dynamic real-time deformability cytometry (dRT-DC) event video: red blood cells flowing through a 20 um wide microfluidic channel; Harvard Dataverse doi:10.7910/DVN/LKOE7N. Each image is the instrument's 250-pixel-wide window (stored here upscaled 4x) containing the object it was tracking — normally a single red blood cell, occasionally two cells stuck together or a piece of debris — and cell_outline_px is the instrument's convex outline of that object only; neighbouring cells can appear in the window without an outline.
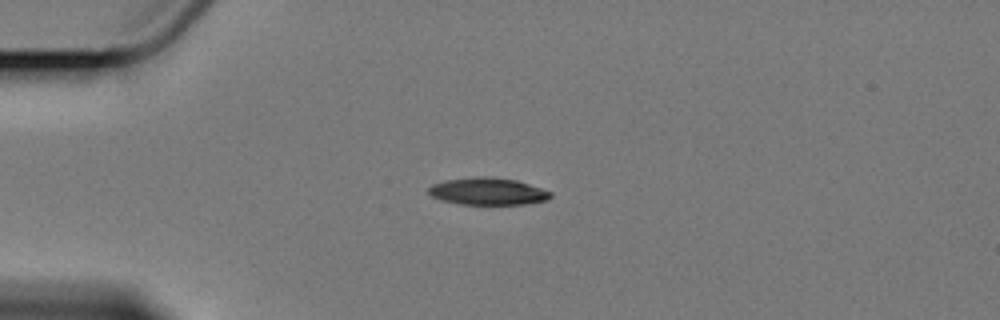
{"species": "Egyptian fruit bat (a non-hibernating species)", "species_latin": "Rousettus aegyptiacus", "temperature_condition": "cold", "stored_images_in_passage": 2, "camera_frame_rate_fps": 3000, "um_per_image_px": 0.085, "animal": {"sex": "female"}, "frame": {"image": 1, "passage_image": 1, "time_ms": 0.0, "image_size_px": [1000, 320], "cell_outline_px": [[552, 196], [548, 200], [524, 204], [460, 204], [440, 200], [432, 196], [428, 192], [428, 188], [432, 184], [448, 180], [480, 176], [488, 176], [516, 180], [552, 192]], "centroid_in_image_um": [41.46, 16.27], "position_along_channel_um": 43.5, "area_um2": 19.19}}